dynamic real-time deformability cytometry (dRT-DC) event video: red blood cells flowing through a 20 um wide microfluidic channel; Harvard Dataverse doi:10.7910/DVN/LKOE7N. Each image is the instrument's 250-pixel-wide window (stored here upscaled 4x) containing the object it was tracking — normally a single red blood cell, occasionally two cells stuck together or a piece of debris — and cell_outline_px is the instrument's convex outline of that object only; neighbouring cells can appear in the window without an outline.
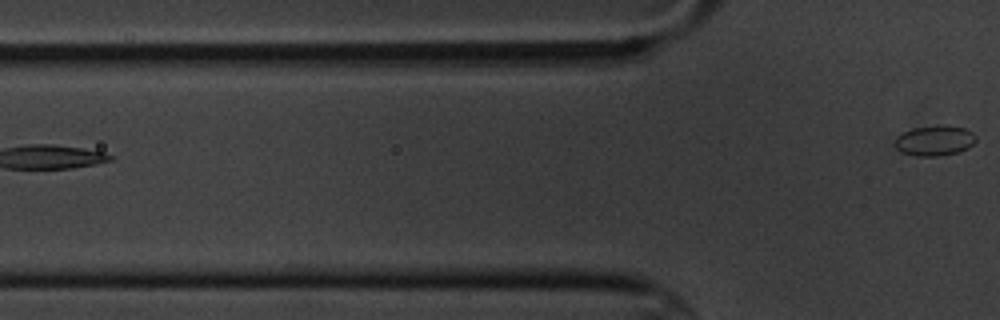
{"species": "common noctule bat (a hibernating species)", "species_latin": "Nyctalus noctula", "temperature_condition": "cold", "stored_images_in_passage": 6, "camera_frame_rate_fps": 3000, "um_per_image_px": 0.085, "animal": {"sex": "male", "body_mass_g": 20.1, "forearm_length_mm": 53.5}, "frame": {"image": 1, "passage_image": 6, "time_ms": 6.667, "image_size_px": [1000, 320], "cell_outline_px": [[976, 140], [968, 148], [956, 152], [940, 156], [916, 156], [900, 152], [892, 144], [892, 140], [896, 136], [912, 128], [964, 128], [972, 132], [976, 136]], "centroid_in_image_um": [79.36, 12.01], "position_along_channel_um": 46.4, "area_um2": 13.81}}